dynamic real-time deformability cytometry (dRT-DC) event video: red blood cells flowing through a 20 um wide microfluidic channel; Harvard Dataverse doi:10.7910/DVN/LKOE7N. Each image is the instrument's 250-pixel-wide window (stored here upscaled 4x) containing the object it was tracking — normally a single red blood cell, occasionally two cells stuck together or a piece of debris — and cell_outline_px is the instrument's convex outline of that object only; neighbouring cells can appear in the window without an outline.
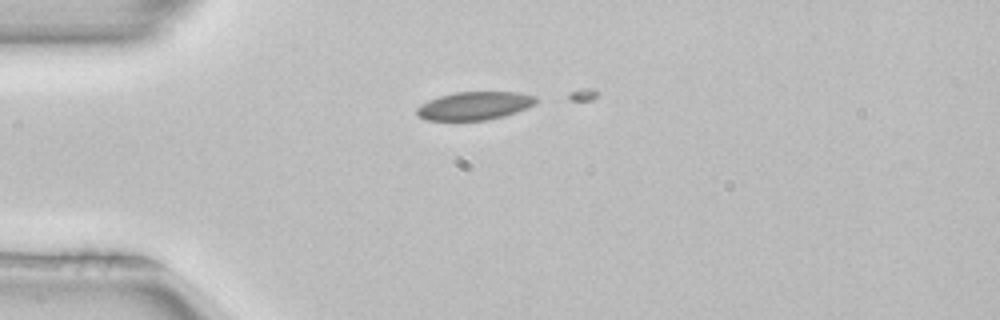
{"species": "common noctule bat (a hibernating species)", "species_latin": "Nyctalus noctula", "temperature_condition": "room temperature", "stored_images_in_passage": 2, "camera_frame_rate_fps": 3000, "um_per_image_px": 0.085, "animal": {"sex": "female", "body_mass_g": 22.7, "forearm_length_mm": 54.2}, "frame": {"image": 1, "passage_image": 1, "time_ms": 0.0, "image_size_px": [1000, 320], "cell_outline_px": [[536, 104], [516, 112], [504, 116], [488, 120], [424, 120], [416, 116], [416, 108], [420, 104], [428, 100], [440, 96], [456, 92], [520, 92], [536, 96]], "centroid_in_image_um": [40.31, 8.99], "position_along_channel_um": 44.7, "area_um2": 19.71}}